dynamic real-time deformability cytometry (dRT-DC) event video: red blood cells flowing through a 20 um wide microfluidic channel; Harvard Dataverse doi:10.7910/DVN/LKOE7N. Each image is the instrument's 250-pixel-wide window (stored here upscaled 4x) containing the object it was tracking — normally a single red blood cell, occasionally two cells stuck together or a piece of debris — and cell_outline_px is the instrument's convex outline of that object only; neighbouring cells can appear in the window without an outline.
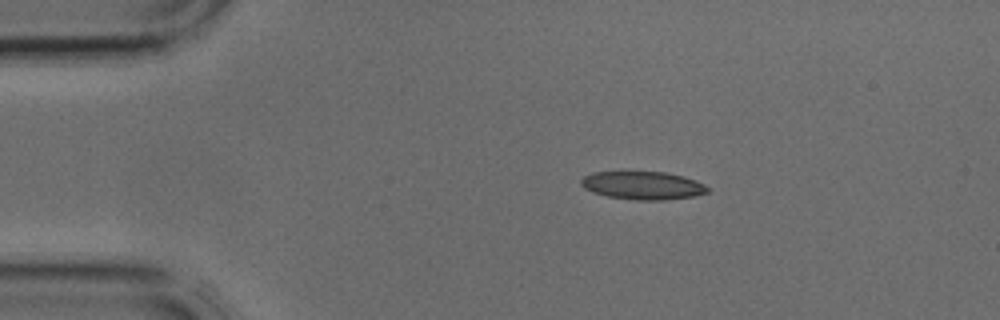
{"species": "common noctule bat (a hibernating species)", "species_latin": "Nyctalus noctula", "temperature_condition": "cold", "stored_images_in_passage": 2, "camera_frame_rate_fps": 3000, "um_per_image_px": 0.085, "animal": {"sex": "male", "body_mass_g": 17.9, "forearm_length_mm": 54.2}, "frame": {"image": 1, "passage_image": 1, "time_ms": 0.0, "image_size_px": [1000, 320], "cell_outline_px": [[708, 192], [696, 196], [664, 200], [636, 200], [608, 196], [592, 192], [584, 188], [580, 184], [580, 180], [584, 176], [592, 172], [664, 172], [684, 176], [696, 180], [704, 184], [708, 188]], "centroid_in_image_um": [54.64, 15.76], "position_along_channel_um": 30.4, "area_um2": 20.75}}